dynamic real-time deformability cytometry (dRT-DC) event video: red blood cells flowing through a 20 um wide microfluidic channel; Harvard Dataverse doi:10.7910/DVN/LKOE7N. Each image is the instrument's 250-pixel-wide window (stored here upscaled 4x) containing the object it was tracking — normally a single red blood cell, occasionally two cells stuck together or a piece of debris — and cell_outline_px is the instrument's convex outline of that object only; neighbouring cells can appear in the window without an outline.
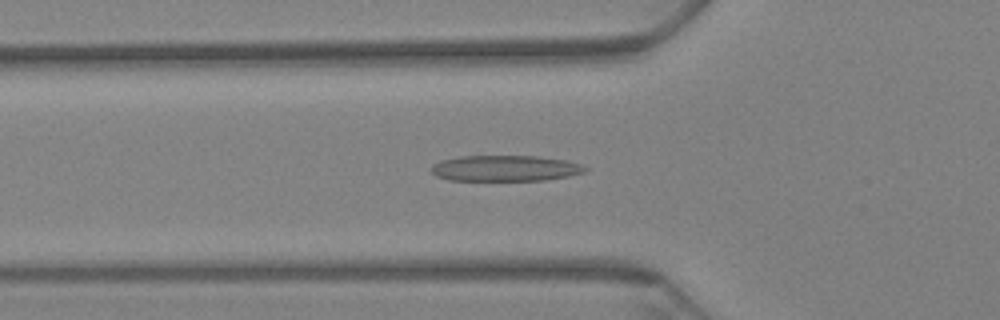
{"species": "Egyptian fruit bat (a non-hibernating species)", "species_latin": "Rousettus aegyptiacus", "temperature_condition": "warm", "stored_images_in_passage": 64, "camera_frame_rate_fps": 3000, "um_per_image_px": 0.085, "animal": {"sex": "female"}, "frame": {"image": 1, "passage_image": 22, "time_ms": 7.0, "image_size_px": [1000, 320], "cell_outline_px": [[588, 168], [584, 172], [568, 176], [544, 180], [448, 180], [436, 176], [432, 172], [432, 164], [440, 160], [460, 156], [536, 156], [564, 160], [580, 164]], "centroid_in_image_um": [42.9, 14.3], "position_along_channel_um": 82.9, "area_um2": 23.06}}
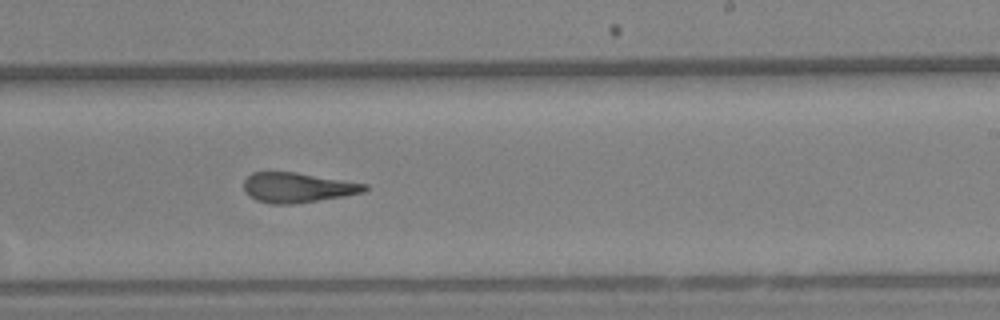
{"frame": {"image": 2, "passage_image": 39, "time_ms": 12.667, "image_size_px": [1000, 320], "cell_outline_px": [[368, 188], [364, 192], [344, 196], [292, 204], [272, 204], [256, 200], [244, 192], [244, 180], [252, 172], [296, 172], [368, 184]], "centroid_in_image_um": [25.28, 15.94], "position_along_channel_um": 263.7, "area_um2": 21.04}}
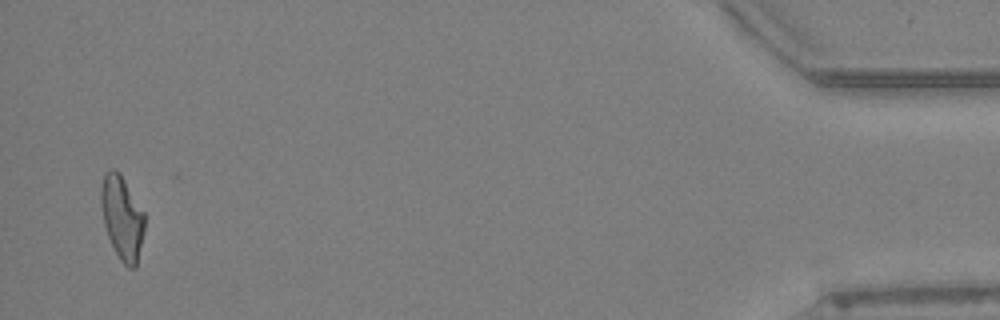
{"frame": {"image": 3, "passage_image": 62, "time_ms": 20.333, "image_size_px": [1000, 320], "cell_outline_px": [[144, 232], [136, 268], [128, 268], [120, 260], [108, 236], [104, 224], [100, 204], [100, 188], [104, 172], [112, 168], [116, 168], [120, 172], [144, 212]], "centroid_in_image_um": [10.36, 18.46], "position_along_channel_um": 424.8, "area_um2": 21.44}, "authors_computed_cell_mechanics": {"area_um2": 21.964, "velocity_mm_per_s": 3.1954, "shape_relaxation_time_tau1_ms": null, "shape_relaxation_time_tau2_ms": 3.4863, "deformation_change_tau1": null, "deformation_change_tau2": 0.1052}}